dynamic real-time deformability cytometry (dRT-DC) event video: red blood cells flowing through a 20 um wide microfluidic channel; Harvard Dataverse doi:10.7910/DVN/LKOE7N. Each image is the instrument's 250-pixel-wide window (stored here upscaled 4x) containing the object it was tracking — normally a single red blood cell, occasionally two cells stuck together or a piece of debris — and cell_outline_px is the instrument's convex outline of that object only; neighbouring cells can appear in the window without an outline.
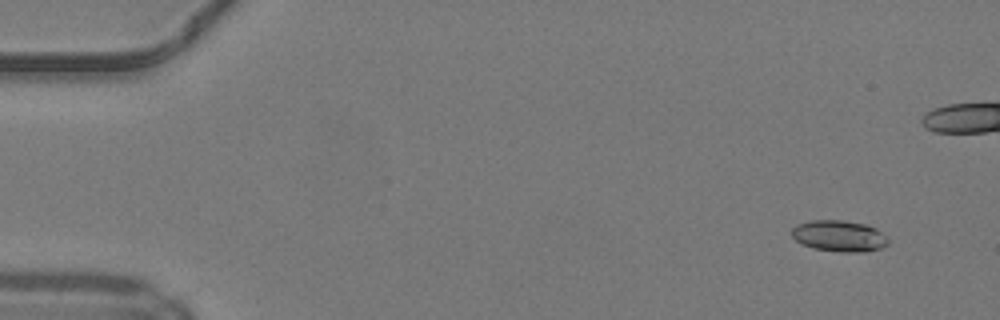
{"species": "common noctule bat (a hibernating species)", "species_latin": "Nyctalus noctula", "temperature_condition": "warm", "stored_images_in_passage": 46, "camera_frame_rate_fps": 3000, "um_per_image_px": 0.085, "animal": {"sex": "male", "body_mass_g": 19.2, "forearm_length_mm": 51.8}, "frame": {"image": 1, "passage_image": 4, "time_ms": 1.0, "image_size_px": [1000, 320], "cell_outline_px": [[888, 244], [880, 248], [864, 252], [840, 252], [812, 248], [800, 244], [792, 236], [792, 228], [796, 224], [812, 220], [844, 220], [868, 224], [876, 228], [888, 240]], "centroid_in_image_um": [71.3, 20.05], "position_along_channel_um": 13.7, "area_um2": 17.69}}
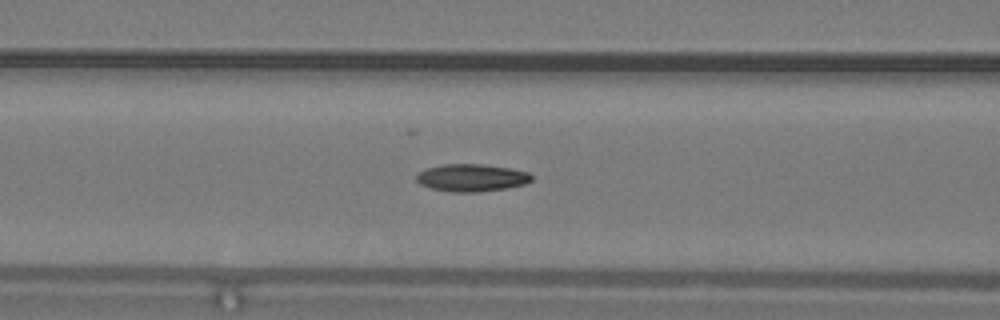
{"frame": {"image": 2, "passage_image": 21, "time_ms": 6.667, "image_size_px": [1000, 320], "cell_outline_px": [[532, 180], [524, 184], [508, 188], [476, 192], [452, 192], [432, 188], [420, 184], [416, 180], [416, 176], [424, 168], [444, 164], [484, 164], [512, 168], [528, 172], [532, 176]], "centroid_in_image_um": [40.09, 15.1], "position_along_channel_um": 126.5, "area_um2": 18.5}}
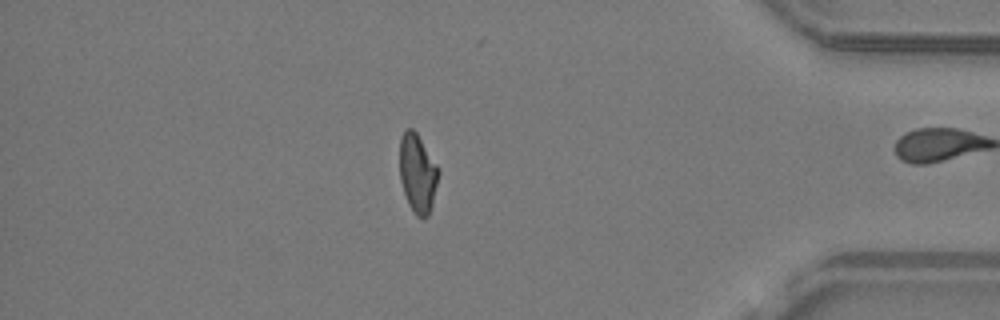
{"frame": {"image": 3, "passage_image": 43, "time_ms": 14.0, "image_size_px": [1000, 320], "cell_outline_px": [[440, 172], [432, 204], [428, 216], [416, 216], [408, 204], [400, 180], [400, 136], [408, 128], [412, 128], [416, 132], [440, 168]], "centroid_in_image_um": [35.5, 14.71], "position_along_channel_um": 399.7, "area_um2": 17.8}}